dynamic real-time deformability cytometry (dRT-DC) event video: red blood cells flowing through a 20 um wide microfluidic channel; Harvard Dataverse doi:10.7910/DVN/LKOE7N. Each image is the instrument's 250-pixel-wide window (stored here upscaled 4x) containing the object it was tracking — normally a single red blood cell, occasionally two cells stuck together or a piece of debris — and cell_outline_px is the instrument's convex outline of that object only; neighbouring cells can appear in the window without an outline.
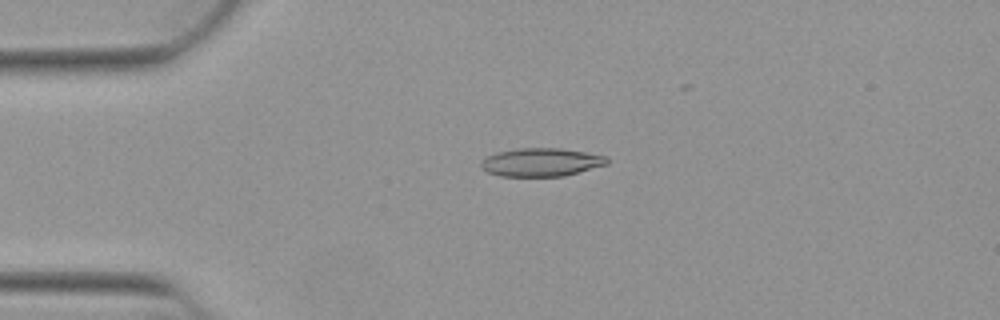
{"species": "Egyptian fruit bat (a non-hibernating species)", "species_latin": "Rousettus aegyptiacus", "temperature_condition": "warm", "stored_images_in_passage": 36, "camera_frame_rate_fps": 3000, "um_per_image_px": 0.085, "animal": {"sex": "female"}, "frame": {"image": 1, "passage_image": 6, "time_ms": 1.667, "image_size_px": [1000, 320], "cell_outline_px": [[608, 164], [564, 176], [500, 176], [488, 172], [480, 168], [480, 160], [496, 152], [516, 148], [560, 148], [608, 156]], "centroid_in_image_um": [45.97, 13.78], "position_along_channel_um": 39.0, "area_um2": 20.87}}
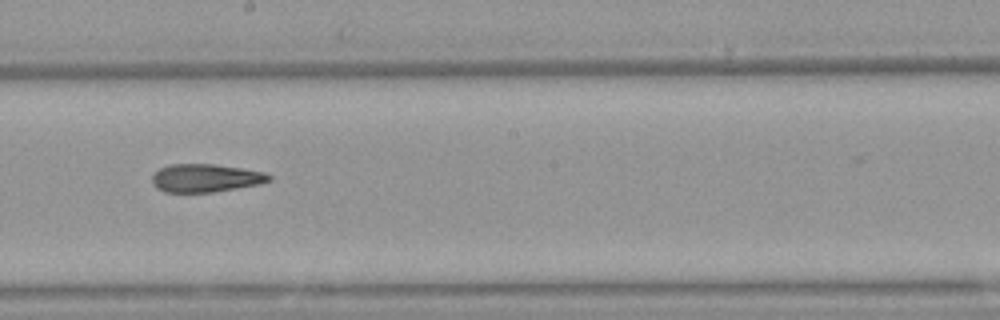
{"frame": {"image": 2, "passage_image": 23, "time_ms": 7.333, "image_size_px": [1000, 320], "cell_outline_px": [[272, 180], [260, 184], [212, 192], [164, 192], [156, 188], [152, 184], [152, 176], [160, 168], [168, 164], [216, 164], [264, 172], [272, 176]], "centroid_in_image_um": [17.46, 15.13], "position_along_channel_um": 230.7, "area_um2": 19.19}}
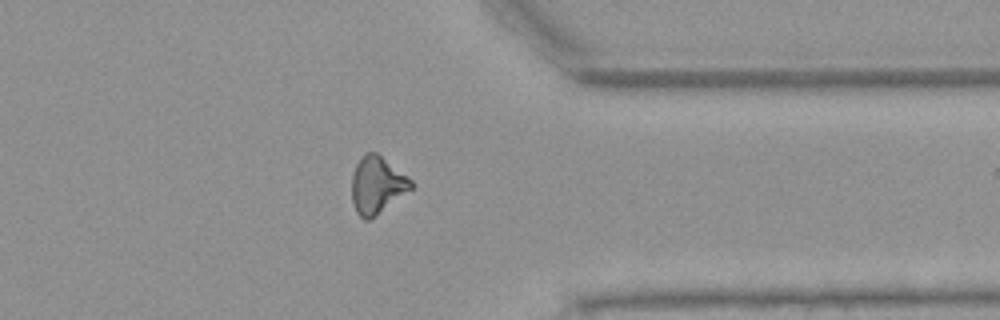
{"frame": {"image": 3, "passage_image": 35, "time_ms": 11.333, "image_size_px": [1000, 320], "cell_outline_px": [[416, 184], [412, 188], [368, 220], [364, 220], [356, 212], [352, 200], [352, 172], [360, 156], [364, 152], [376, 152], [408, 176]], "centroid_in_image_um": [32.03, 15.69], "position_along_channel_um": 379.4, "area_um2": 19.59}}